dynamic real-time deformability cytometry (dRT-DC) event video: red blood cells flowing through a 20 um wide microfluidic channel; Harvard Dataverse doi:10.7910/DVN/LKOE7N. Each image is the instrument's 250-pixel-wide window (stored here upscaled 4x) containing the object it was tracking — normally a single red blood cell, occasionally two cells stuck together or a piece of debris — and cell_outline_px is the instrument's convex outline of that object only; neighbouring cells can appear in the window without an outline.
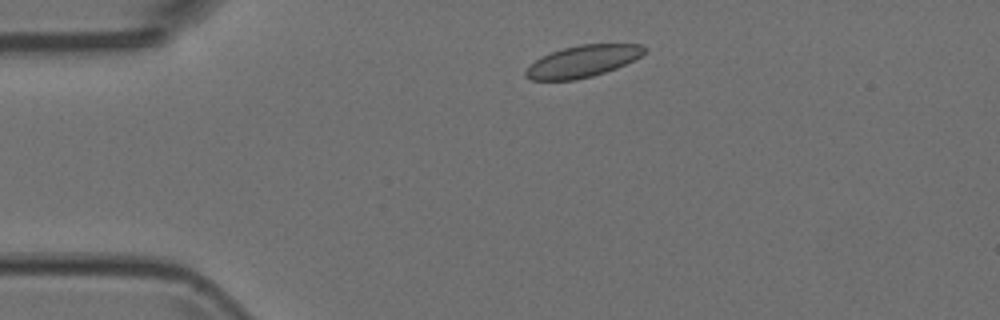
{"species": "Egyptian fruit bat (a non-hibernating species)", "species_latin": "Rousettus aegyptiacus", "temperature_condition": "room temperature", "stored_images_in_passage": 3, "camera_frame_rate_fps": 3000, "um_per_image_px": 0.085, "animal": {"sex": "female"}, "frame": {"image": 1, "passage_image": 2, "time_ms": 0.333, "image_size_px": [1000, 320], "cell_outline_px": [[648, 48], [640, 56], [616, 68], [592, 76], [576, 80], [532, 80], [524, 76], [524, 72], [540, 56], [564, 48], [580, 44], [640, 44]], "centroid_in_image_um": [49.51, 5.21], "position_along_channel_um": 35.5, "area_um2": 21.73}}